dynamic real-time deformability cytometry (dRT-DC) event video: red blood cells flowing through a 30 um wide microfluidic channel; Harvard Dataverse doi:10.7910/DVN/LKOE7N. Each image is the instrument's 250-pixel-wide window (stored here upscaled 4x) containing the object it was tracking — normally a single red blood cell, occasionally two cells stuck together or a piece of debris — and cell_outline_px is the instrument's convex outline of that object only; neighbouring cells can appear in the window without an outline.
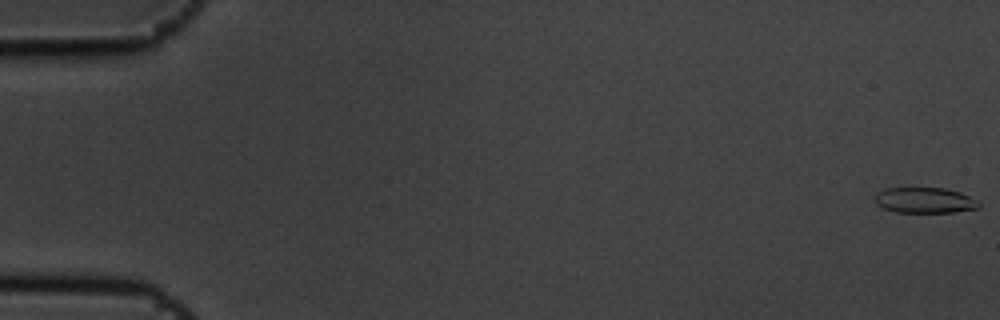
{"species": "common noctule bat (a hibernating species)", "species_latin": "Nyctalus noctula", "temperature_condition": "cold", "stored_images_in_passage": 7, "camera_frame_rate_fps": 3000, "um_per_image_px": 0.085, "animal": {"sex": "male", "body_mass_g": 19.5, "forearm_length_mm": 54.6}, "frame": {"image": 1, "passage_image": 1, "time_ms": 0.0, "image_size_px": [1000, 320], "cell_outline_px": [[980, 208], [952, 212], [896, 212], [884, 208], [876, 204], [872, 200], [876, 192], [884, 188], [944, 188], [960, 192], [976, 200], [980, 204]], "centroid_in_image_um": [78.54, 17.02], "position_along_channel_um": 6.5, "area_um2": 15.61}}
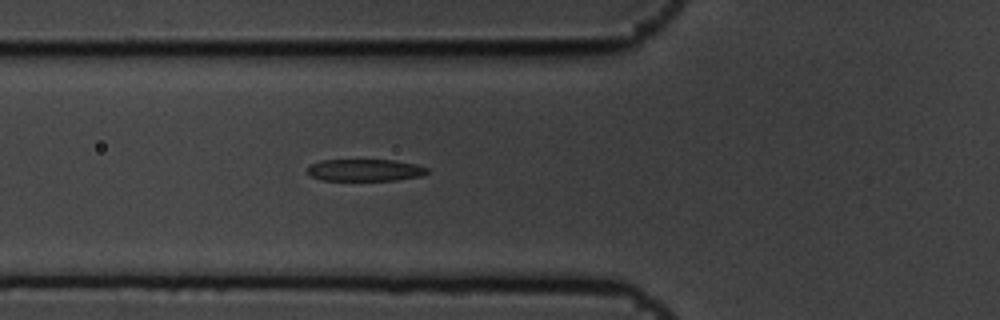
{"frame": {"image": 2, "passage_image": 7, "time_ms": 2.0, "image_size_px": [1000, 320], "cell_outline_px": [[428, 172], [420, 176], [396, 180], [324, 180], [312, 176], [308, 172], [308, 168], [312, 164], [320, 160], [396, 160], [416, 164], [428, 168]], "centroid_in_image_um": [31.06, 14.45], "position_along_channel_um": 94.7, "area_um2": 15.2}}